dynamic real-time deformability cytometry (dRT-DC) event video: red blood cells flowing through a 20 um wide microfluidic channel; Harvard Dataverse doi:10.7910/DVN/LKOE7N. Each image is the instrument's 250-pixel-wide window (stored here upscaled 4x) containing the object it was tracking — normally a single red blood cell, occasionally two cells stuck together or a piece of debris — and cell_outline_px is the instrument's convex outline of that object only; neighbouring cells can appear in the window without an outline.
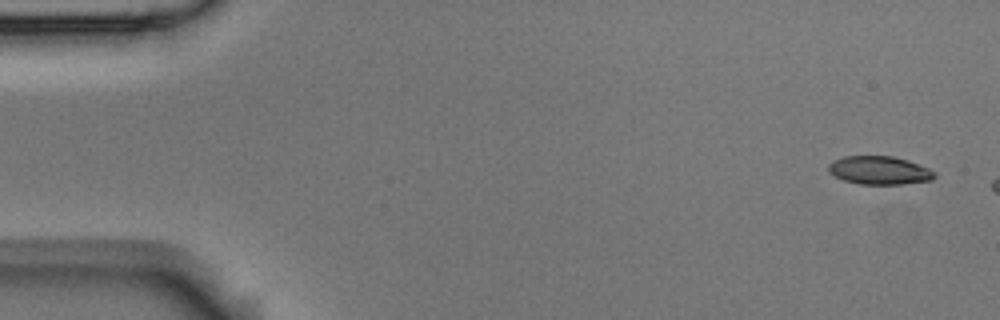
{"species": "Egyptian fruit bat (a non-hibernating species)", "species_latin": "Rousettus aegyptiacus", "temperature_condition": "room temperature", "stored_images_in_passage": 3, "camera_frame_rate_fps": 3000, "um_per_image_px": 0.085, "animal": {"sex": "male"}, "frame": {"image": 1, "passage_image": 1, "time_ms": 0.0, "image_size_px": [1000, 320], "cell_outline_px": [[936, 176], [932, 180], [904, 184], [860, 184], [844, 180], [828, 172], [828, 164], [832, 160], [844, 156], [892, 156], [908, 160], [928, 168], [936, 172]], "centroid_in_image_um": [74.75, 14.47], "position_along_channel_um": 10.3, "area_um2": 17.57}}